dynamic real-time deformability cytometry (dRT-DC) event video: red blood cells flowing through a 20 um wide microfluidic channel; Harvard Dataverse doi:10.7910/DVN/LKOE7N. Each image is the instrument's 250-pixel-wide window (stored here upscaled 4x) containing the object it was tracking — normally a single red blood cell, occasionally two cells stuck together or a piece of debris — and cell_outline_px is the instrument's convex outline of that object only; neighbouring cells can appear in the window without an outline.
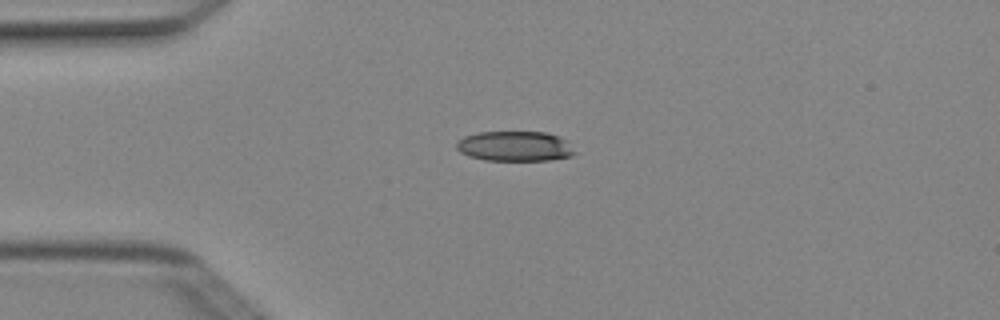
{"species": "Egyptian fruit bat (a non-hibernating species)", "species_latin": "Rousettus aegyptiacus", "temperature_condition": "cold", "stored_images_in_passage": 2, "camera_frame_rate_fps": 3000, "um_per_image_px": 0.085, "animal": {"sex": "female"}, "frame": {"image": 1, "passage_image": 1, "time_ms": 0.0, "image_size_px": [1000, 320], "cell_outline_px": [[576, 152], [572, 156], [548, 160], [484, 160], [468, 156], [460, 152], [456, 148], [456, 144], [464, 136], [480, 132], [544, 132], [560, 136]], "centroid_in_image_um": [43.74, 12.43], "position_along_channel_um": 41.3, "area_um2": 20.58}}